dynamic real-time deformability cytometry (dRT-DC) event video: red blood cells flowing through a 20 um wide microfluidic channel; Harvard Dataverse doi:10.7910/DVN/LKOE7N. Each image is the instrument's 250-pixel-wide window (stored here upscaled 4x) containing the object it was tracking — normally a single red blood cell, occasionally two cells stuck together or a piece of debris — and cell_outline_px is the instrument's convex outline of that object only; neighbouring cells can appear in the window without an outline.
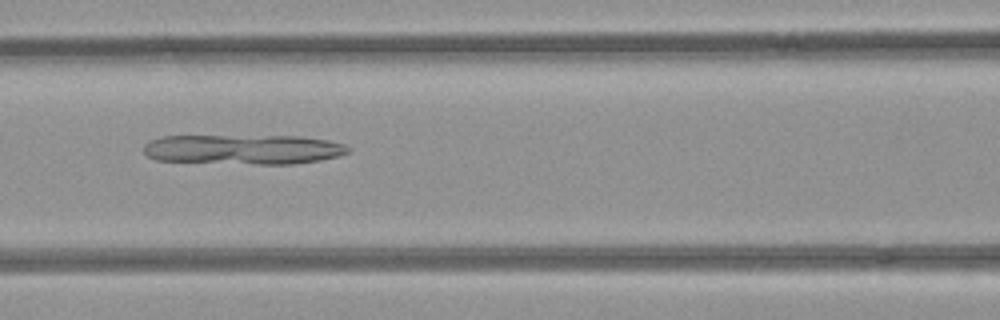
{"species": "common noctule bat (a hibernating species)", "species_latin": "Nyctalus noctula", "temperature_condition": "room temperature", "stored_images_in_passage": 44, "camera_frame_rate_fps": 3000, "um_per_image_px": 0.085, "animal": {"sex": "female", "body_mass_g": 21.9}, "frame": {"image": 1, "passage_image": 20, "time_ms": 6.333, "image_size_px": [1000, 320], "cell_outline_px": [[352, 148], [348, 152], [336, 156], [320, 160], [292, 164], [256, 164], [156, 160], [148, 156], [144, 152], [144, 144], [148, 140], [164, 136], [300, 136], [328, 140], [344, 144]], "centroid_in_image_um": [20.68, 12.69], "position_along_channel_um": 145.9, "area_um2": 35.55}}
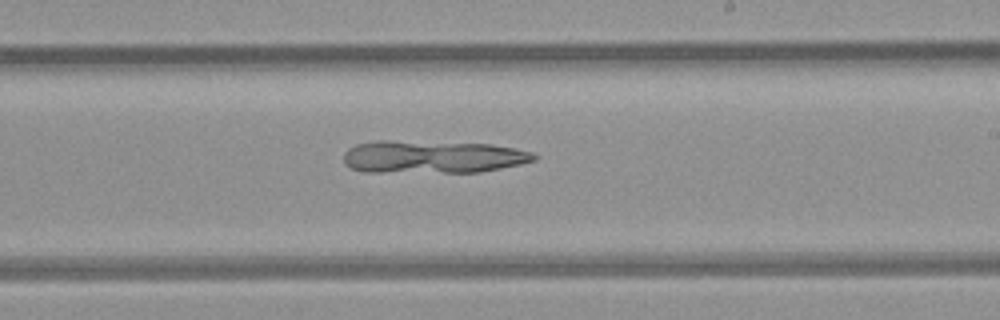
{"frame": {"image": 2, "passage_image": 28, "time_ms": 9.0, "image_size_px": [1000, 320], "cell_outline_px": [[540, 156], [536, 160], [520, 164], [480, 172], [364, 172], [348, 168], [344, 164], [344, 152], [348, 148], [356, 144], [376, 140], [392, 140], [488, 144], [512, 148], [532, 152]], "centroid_in_image_um": [36.71, 13.33], "position_along_channel_um": 252.3, "area_um2": 36.59}}
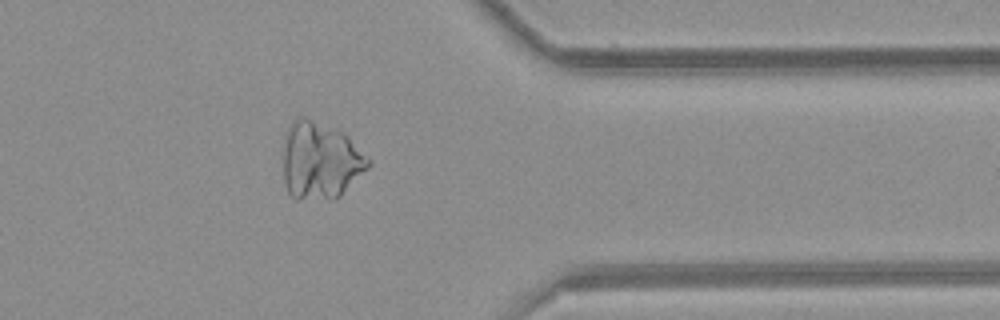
{"frame": {"image": 3, "passage_image": 39, "time_ms": 12.667, "image_size_px": [1000, 320], "cell_outline_px": [[372, 164], [336, 200], [296, 200], [288, 192], [284, 180], [284, 148], [288, 128], [300, 116], [308, 116], [348, 136], [372, 160]], "centroid_in_image_um": [27.25, 13.69], "position_along_channel_um": 384.1, "area_um2": 38.49}}